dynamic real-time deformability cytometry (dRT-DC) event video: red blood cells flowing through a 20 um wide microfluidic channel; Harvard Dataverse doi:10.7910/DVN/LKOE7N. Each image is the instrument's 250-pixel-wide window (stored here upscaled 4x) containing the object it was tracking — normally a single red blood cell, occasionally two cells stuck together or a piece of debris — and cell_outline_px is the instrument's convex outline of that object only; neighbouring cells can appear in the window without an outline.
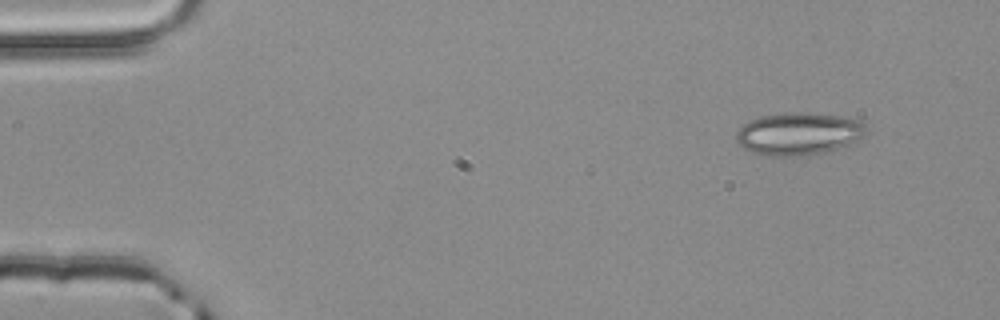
{"species": "common noctule bat (a hibernating species)", "species_latin": "Nyctalus noctula", "temperature_condition": "room temperature", "stored_images_in_passage": 3, "camera_frame_rate_fps": 3000, "um_per_image_px": 0.085, "animal": {"sex": "male", "body_mass_g": 20.4}, "frame": {"image": 1, "passage_image": 1, "time_ms": 0.0, "image_size_px": [1000, 320], "cell_outline_px": [[868, 132], [860, 140], [824, 152], [800, 156], [768, 156], [748, 152], [736, 140], [736, 132], [748, 120], [760, 116], [784, 112], [804, 112], [840, 116], [860, 120], [868, 128]], "centroid_in_image_um": [67.88, 11.36], "position_along_channel_um": 17.1, "area_um2": 32.54}}